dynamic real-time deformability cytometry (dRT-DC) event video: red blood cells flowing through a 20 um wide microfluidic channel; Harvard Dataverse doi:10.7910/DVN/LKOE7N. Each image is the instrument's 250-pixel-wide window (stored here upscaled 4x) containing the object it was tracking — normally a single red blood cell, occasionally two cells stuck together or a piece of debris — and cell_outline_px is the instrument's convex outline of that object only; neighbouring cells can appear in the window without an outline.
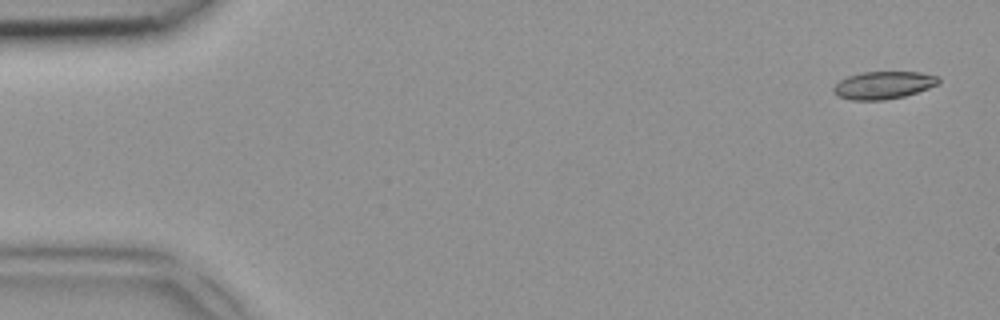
{"species": "common noctule bat (a hibernating species)", "species_latin": "Nyctalus noctula", "temperature_condition": "room temperature", "stored_images_in_passage": 46, "camera_frame_rate_fps": 3000, "um_per_image_px": 0.085, "animal": {"sex": "female", "body_mass_g": 18.4}, "frame": {"image": 1, "passage_image": 1, "time_ms": 0.0, "image_size_px": [1000, 320], "cell_outline_px": [[940, 84], [904, 96], [884, 100], [852, 100], [836, 96], [832, 92], [832, 88], [840, 80], [848, 76], [860, 72], [920, 72], [940, 76]], "centroid_in_image_um": [75.09, 7.23], "position_along_channel_um": 9.9, "area_um2": 17.05}}
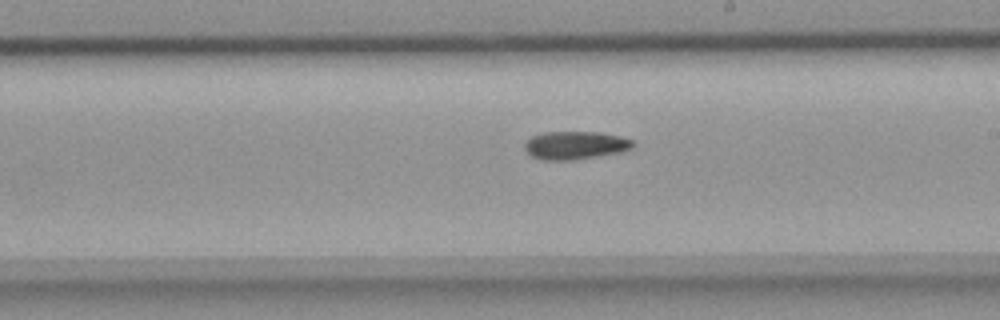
{"frame": {"image": 2, "passage_image": 26, "time_ms": 8.333, "image_size_px": [1000, 320], "cell_outline_px": [[636, 144], [632, 148], [620, 152], [576, 160], [540, 160], [532, 156], [524, 148], [524, 144], [532, 136], [544, 132], [600, 132], [620, 136], [632, 140]], "centroid_in_image_um": [48.91, 12.35], "position_along_channel_um": 240.1, "area_um2": 17.8}}
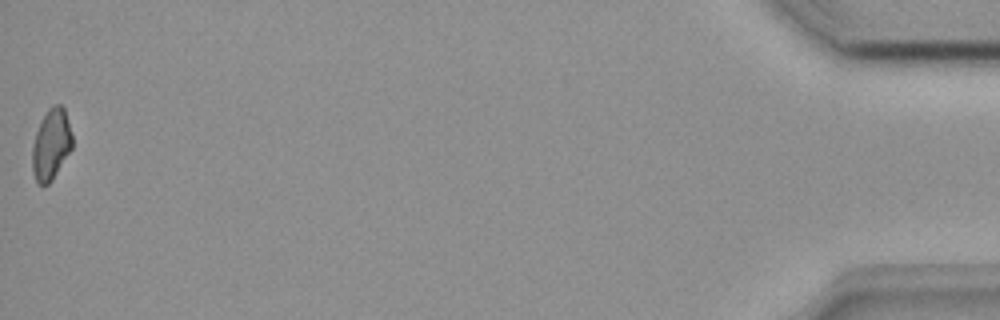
{"frame": {"image": 3, "passage_image": 46, "time_ms": 15.0, "image_size_px": [1000, 320], "cell_outline_px": [[72, 148], [52, 180], [48, 184], [40, 184], [36, 180], [32, 168], [32, 148], [36, 132], [48, 108], [52, 104], [60, 104], [64, 108], [72, 136]], "centroid_in_image_um": [4.35, 12.27], "position_along_channel_um": 430.9, "area_um2": 16.24}}